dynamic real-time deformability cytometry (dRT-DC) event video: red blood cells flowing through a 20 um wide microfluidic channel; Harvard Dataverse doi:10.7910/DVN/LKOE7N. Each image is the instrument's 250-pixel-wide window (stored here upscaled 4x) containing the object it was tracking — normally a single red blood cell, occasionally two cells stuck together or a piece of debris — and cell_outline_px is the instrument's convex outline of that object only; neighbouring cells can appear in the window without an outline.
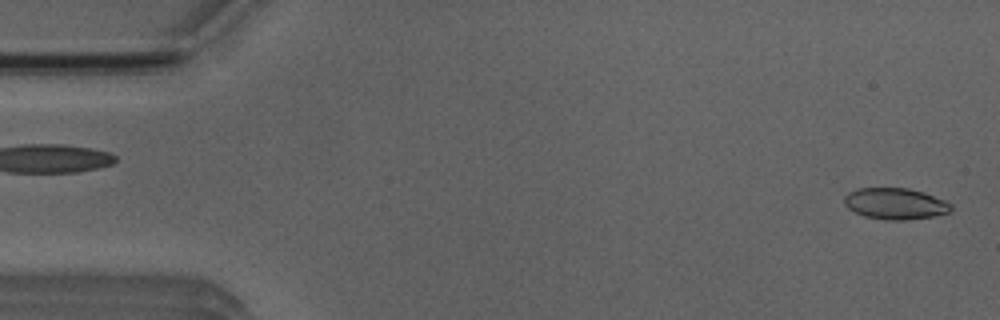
{"species": "Egyptian fruit bat (a non-hibernating species)", "species_latin": "Rousettus aegyptiacus", "temperature_condition": "room temperature", "stored_images_in_passage": 15, "camera_frame_rate_fps": 3000, "um_per_image_px": 0.085, "animal": {"sex": "male"}, "frame": {"image": 1, "passage_image": 1, "time_ms": 0.0, "image_size_px": [1000, 320], "cell_outline_px": [[952, 212], [932, 216], [904, 220], [888, 220], [864, 216], [848, 208], [844, 204], [844, 196], [848, 192], [856, 188], [908, 188], [924, 192], [944, 200], [952, 204]], "centroid_in_image_um": [76.1, 17.3], "position_along_channel_um": 8.9, "area_um2": 19.54}}